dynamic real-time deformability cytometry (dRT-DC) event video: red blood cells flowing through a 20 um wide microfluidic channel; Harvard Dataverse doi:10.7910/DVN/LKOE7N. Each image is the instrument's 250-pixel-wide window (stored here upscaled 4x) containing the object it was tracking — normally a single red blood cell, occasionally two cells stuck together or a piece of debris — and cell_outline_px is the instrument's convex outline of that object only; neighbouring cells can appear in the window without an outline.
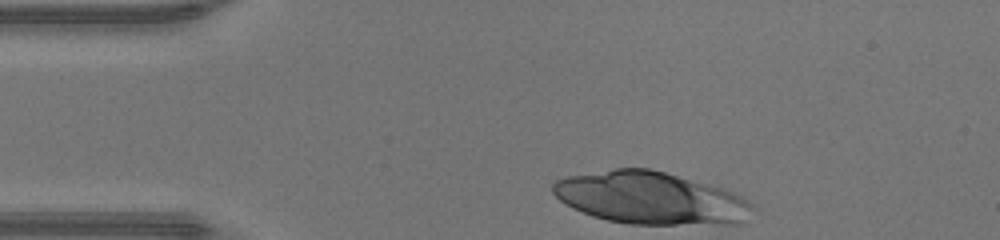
{"species": "human", "species_latin": "Homo sapiens", "temperature_condition": "warm", "stored_images_in_passage": 30, "camera_frame_rate_fps": 3000, "um_per_image_px": 0.085, "donor": {"sex": "male"}, "frame": {"image": 1, "passage_image": 1, "time_ms": 0.0, "image_size_px": [1000, 240], "cell_outline_px": [[756, 208], [744, 224], [632, 224], [608, 220], [592, 216], [572, 208], [560, 200], [552, 192], [552, 184], [556, 180], [568, 176], [616, 168], [648, 168], [664, 172], [724, 188], [736, 192], [748, 200]], "centroid_in_image_um": [55.36, 16.84], "position_along_channel_um": 29.6, "area_um2": 61.21}}
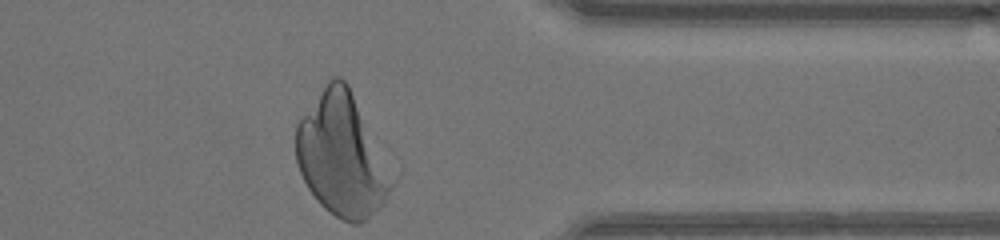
{"frame": {"image": 2, "passage_image": 30, "time_ms": 9.667, "image_size_px": [1000, 240], "cell_outline_px": [[392, 188], [384, 200], [360, 224], [352, 224], [336, 216], [324, 208], [320, 204], [308, 188], [296, 164], [296, 124], [328, 80], [336, 76], [340, 76], [348, 84], [392, 184]], "centroid_in_image_um": [28.93, 13.2], "position_along_channel_um": 382.5, "area_um2": 65.43}}